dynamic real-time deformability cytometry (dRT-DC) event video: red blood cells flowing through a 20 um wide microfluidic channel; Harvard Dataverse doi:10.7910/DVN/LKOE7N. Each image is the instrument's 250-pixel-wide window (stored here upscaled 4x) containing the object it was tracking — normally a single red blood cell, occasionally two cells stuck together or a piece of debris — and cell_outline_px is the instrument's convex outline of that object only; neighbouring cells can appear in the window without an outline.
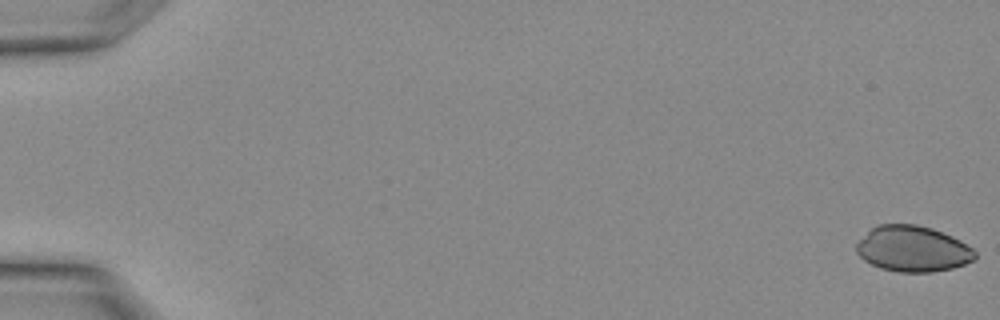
{"species": "Egyptian fruit bat (a non-hibernating species)", "species_latin": "Rousettus aegyptiacus", "temperature_condition": "warm", "stored_images_in_passage": 13, "camera_frame_rate_fps": 3000, "um_per_image_px": 0.085, "animal": {"sex": "female"}, "frame": {"image": 1, "passage_image": 1, "time_ms": 0.0, "image_size_px": [1000, 320], "cell_outline_px": [[976, 260], [952, 268], [932, 272], [900, 272], [880, 268], [864, 260], [856, 252], [856, 244], [876, 224], [916, 224], [932, 228], [952, 236], [960, 240], [972, 248], [976, 252]], "centroid_in_image_um": [77.6, 21.15], "position_along_channel_um": 7.4, "area_um2": 31.67}}
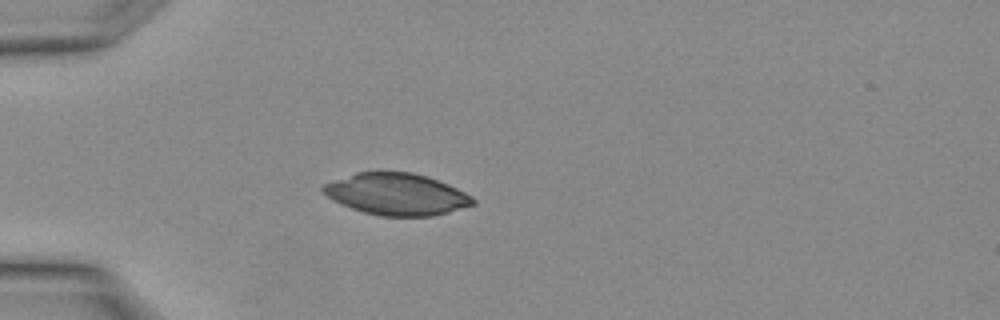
{"frame": {"image": 2, "passage_image": 10, "time_ms": 3.0, "image_size_px": [1000, 320], "cell_outline_px": [[476, 204], [448, 212], [432, 216], [380, 216], [364, 212], [352, 208], [332, 200], [320, 192], [320, 188], [324, 184], [356, 172], [412, 172], [428, 176], [448, 184], [472, 196], [476, 200]], "centroid_in_image_um": [33.7, 16.51], "position_along_channel_um": 51.3, "area_um2": 36.47}}